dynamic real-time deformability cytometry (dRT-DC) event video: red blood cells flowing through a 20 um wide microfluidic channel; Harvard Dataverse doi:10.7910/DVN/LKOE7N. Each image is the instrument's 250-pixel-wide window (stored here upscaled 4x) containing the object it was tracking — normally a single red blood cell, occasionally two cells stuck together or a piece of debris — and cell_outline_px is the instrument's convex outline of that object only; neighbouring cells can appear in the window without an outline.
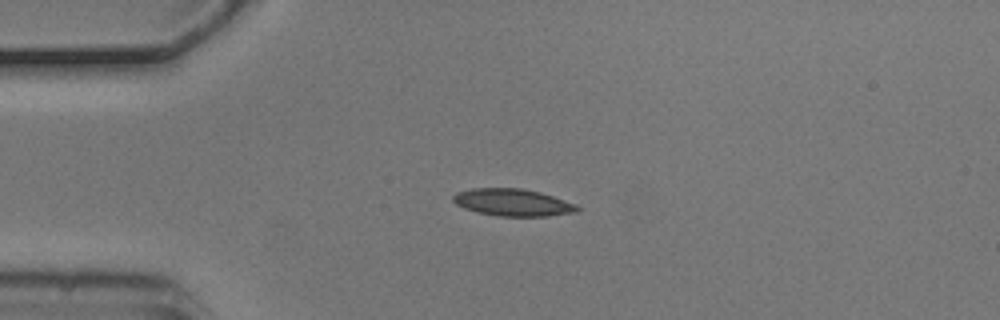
{"species": "common noctule bat (a hibernating species)", "species_latin": "Nyctalus noctula", "temperature_condition": "cold", "stored_images_in_passage": 1, "camera_frame_rate_fps": 3000, "um_per_image_px": 0.085, "animal": {"sex": "male", "body_mass_g": 20.5, "forearm_length_mm": 52.5}, "frame": {"image": 1, "passage_image": 1, "time_ms": 0.0, "image_size_px": [1000, 320], "cell_outline_px": [[580, 208], [576, 212], [548, 216], [500, 216], [476, 212], [464, 208], [456, 204], [452, 200], [452, 196], [456, 192], [472, 188], [520, 188], [540, 192], [576, 204]], "centroid_in_image_um": [43.55, 17.2], "position_along_channel_um": 41.4, "area_um2": 19.65}}